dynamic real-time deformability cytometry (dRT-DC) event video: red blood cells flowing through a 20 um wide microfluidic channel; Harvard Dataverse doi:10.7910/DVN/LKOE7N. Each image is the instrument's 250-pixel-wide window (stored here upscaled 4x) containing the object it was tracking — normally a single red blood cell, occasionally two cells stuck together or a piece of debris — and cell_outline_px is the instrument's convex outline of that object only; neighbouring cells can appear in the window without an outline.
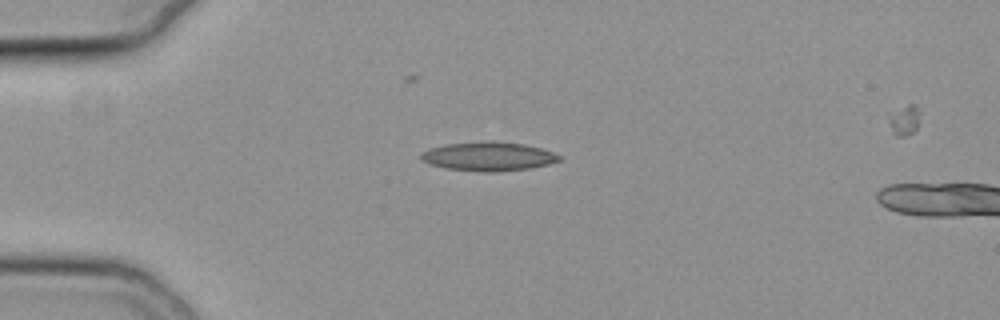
{"species": "common noctule bat (a hibernating species)", "species_latin": "Nyctalus noctula", "temperature_condition": "cold", "stored_images_in_passage": 14, "camera_frame_rate_fps": 3000, "um_per_image_px": 0.085, "animal": {"sex": "female", "body_mass_g": 19.3, "forearm_length_mm": 54.1}, "frame": {"image": 1, "passage_image": 10, "time_ms": 3.0, "image_size_px": [1000, 320], "cell_outline_px": [[560, 160], [548, 164], [532, 168], [496, 172], [484, 172], [444, 168], [428, 164], [420, 160], [420, 152], [428, 148], [444, 144], [524, 144], [540, 148], [552, 152], [560, 156]], "centroid_in_image_um": [41.45, 13.35], "position_along_channel_um": 43.6, "area_um2": 22.48}}